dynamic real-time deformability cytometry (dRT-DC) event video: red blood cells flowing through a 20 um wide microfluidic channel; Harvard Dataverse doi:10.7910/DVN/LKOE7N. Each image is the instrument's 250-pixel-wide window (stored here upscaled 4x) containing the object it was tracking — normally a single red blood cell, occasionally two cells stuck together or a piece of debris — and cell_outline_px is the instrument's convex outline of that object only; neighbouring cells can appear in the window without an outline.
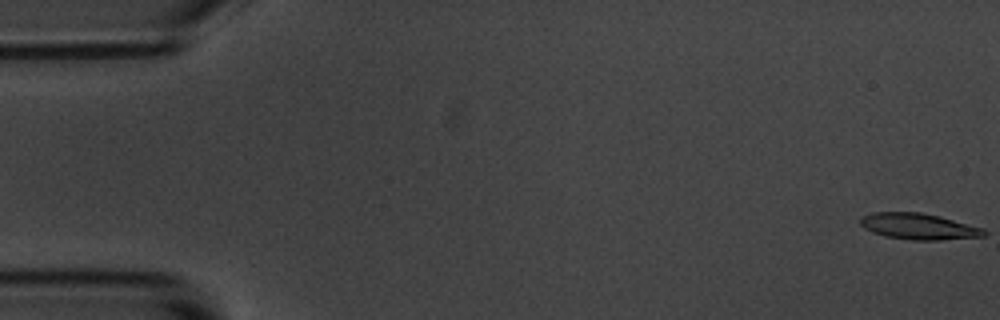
{"species": "common noctule bat (a hibernating species)", "species_latin": "Nyctalus noctula", "temperature_condition": "room temperature", "stored_images_in_passage": 57, "camera_frame_rate_fps": 3000, "um_per_image_px": 0.085, "animal": {"sex": "male", "body_mass_g": 20.1, "forearm_length_mm": 53.5}, "frame": {"image": 1, "passage_image": 1, "time_ms": 0.0, "image_size_px": [1000, 320], "cell_outline_px": [[984, 232], [976, 236], [892, 236], [876, 232], [868, 228], [864, 224], [864, 220], [868, 216], [880, 212], [916, 212], [936, 216], [976, 228]], "centroid_in_image_um": [77.95, 19.15], "position_along_channel_um": 7.1, "area_um2": 15.26}}
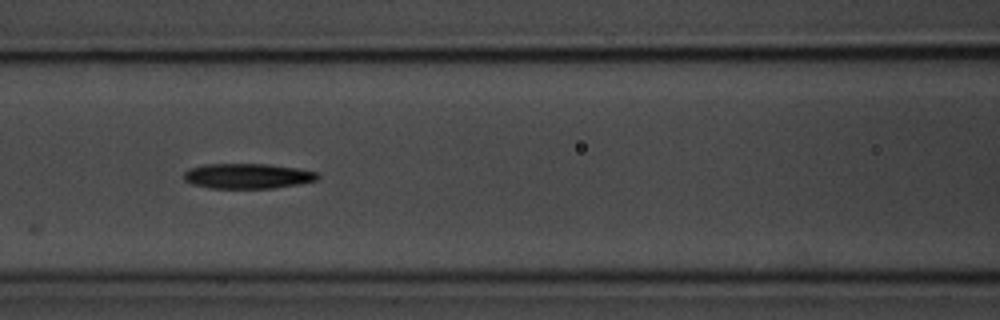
{"frame": {"image": 2, "passage_image": 24, "time_ms": 7.667, "image_size_px": [1000, 320], "cell_outline_px": [[316, 176], [312, 180], [288, 184], [260, 188], [220, 188], [200, 184], [188, 180], [184, 176], [188, 172], [196, 168], [220, 164], [252, 164], [288, 168], [312, 172]], "centroid_in_image_um": [20.98, 14.96], "position_along_channel_um": 145.6, "area_um2": 17.22}}
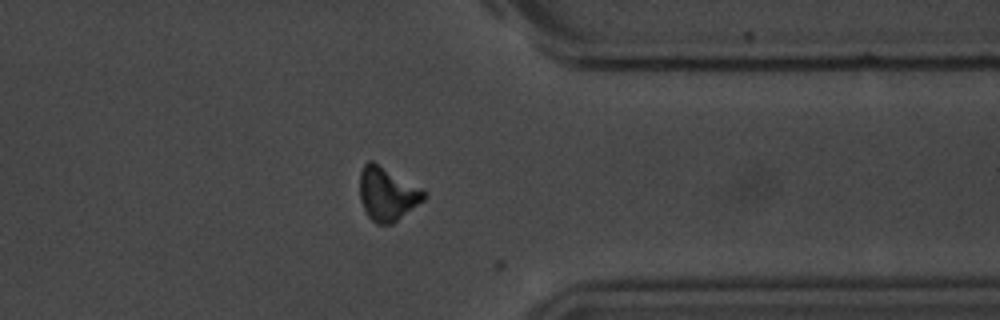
{"frame": {"image": 3, "passage_image": 44, "time_ms": 14.333, "image_size_px": [1000, 320], "cell_outline_px": [[424, 196], [420, 200], [392, 220], [384, 224], [376, 220], [368, 212], [364, 204], [360, 192], [360, 176], [364, 168], [368, 164], [376, 164], [424, 192]], "centroid_in_image_um": [32.85, 16.45], "position_along_channel_um": 378.6, "area_um2": 17.11}, "authors_computed_cell_mechanics": {"area_um2": 16.2996, "velocity_mm_per_s": 3.6086, "shape_relaxation_time_tau1_ms": 6.5851, "shape_relaxation_time_tau2_ms": null, "deformation_change_tau1": 0.1734, "deformation_change_tau2": null}}